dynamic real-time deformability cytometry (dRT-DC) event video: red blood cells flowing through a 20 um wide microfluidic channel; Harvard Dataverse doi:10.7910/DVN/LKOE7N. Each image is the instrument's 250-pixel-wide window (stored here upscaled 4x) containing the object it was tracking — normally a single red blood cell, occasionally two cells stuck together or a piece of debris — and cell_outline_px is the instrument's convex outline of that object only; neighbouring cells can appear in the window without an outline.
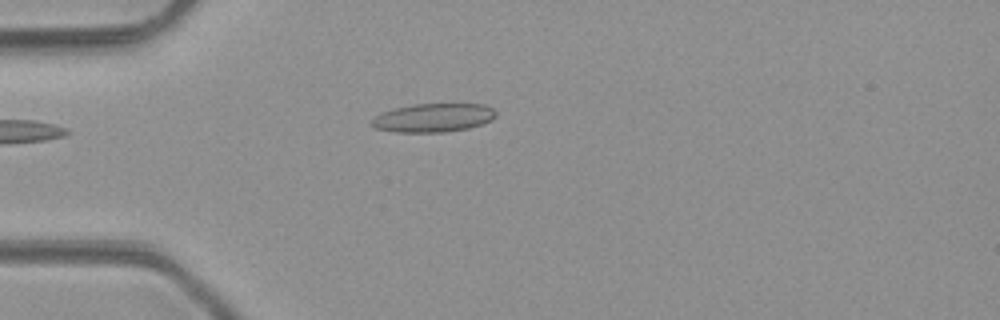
{"species": "common noctule bat (a hibernating species)", "species_latin": "Nyctalus noctula", "temperature_condition": "room temperature", "stored_images_in_passage": 2, "camera_frame_rate_fps": 3000, "um_per_image_px": 0.085, "animal": {"sex": "male", "body_mass_g": 23.1, "forearm_length_mm": 52.7}, "frame": {"image": 1, "passage_image": 2, "time_ms": 1.0, "image_size_px": [1000, 320], "cell_outline_px": [[496, 116], [492, 120], [468, 128], [444, 132], [396, 132], [376, 128], [372, 124], [372, 120], [380, 112], [412, 104], [484, 104], [492, 108], [496, 112]], "centroid_in_image_um": [36.85, 10.0], "position_along_channel_um": 48.2, "area_um2": 20.58}}